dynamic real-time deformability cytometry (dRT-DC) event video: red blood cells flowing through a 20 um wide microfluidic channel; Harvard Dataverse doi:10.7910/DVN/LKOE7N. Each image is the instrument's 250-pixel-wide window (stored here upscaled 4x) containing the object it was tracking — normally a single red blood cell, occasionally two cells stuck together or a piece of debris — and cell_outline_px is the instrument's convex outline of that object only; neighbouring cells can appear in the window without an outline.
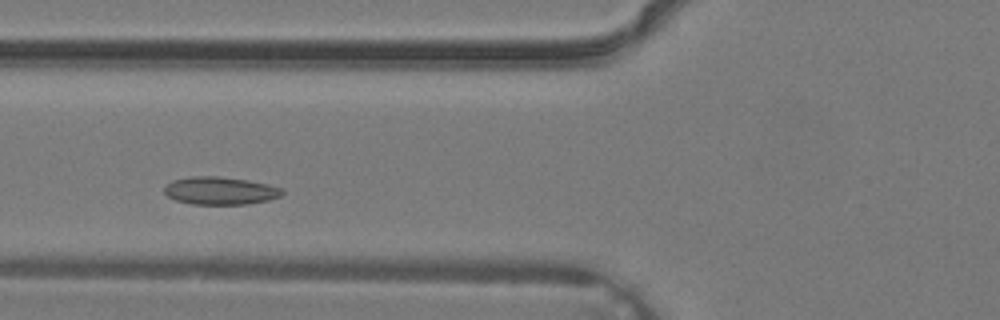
{"species": "common noctule bat (a hibernating species)", "species_latin": "Nyctalus noctula", "temperature_condition": "warm", "stored_images_in_passage": 29, "camera_frame_rate_fps": 3000, "um_per_image_px": 0.085, "animal": {"sex": "male", "body_mass_g": 19.2, "forearm_length_mm": 51.8}, "frame": {"image": 1, "passage_image": 6, "time_ms": 1.667, "image_size_px": [1000, 320], "cell_outline_px": [[284, 192], [280, 196], [268, 200], [248, 204], [192, 204], [176, 200], [168, 196], [164, 192], [164, 184], [172, 180], [192, 176], [220, 176], [248, 180], [268, 184], [280, 188]], "centroid_in_image_um": [18.68, 16.2], "position_along_channel_um": 107.1, "area_um2": 19.13}}
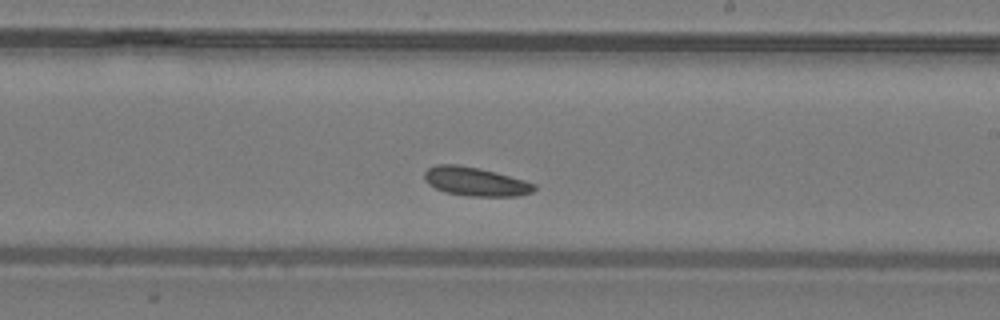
{"frame": {"image": 2, "passage_image": 14, "time_ms": 4.333, "image_size_px": [1000, 320], "cell_outline_px": [[536, 188], [532, 192], [520, 196], [468, 196], [444, 192], [428, 184], [424, 180], [424, 172], [428, 168], [436, 164], [456, 164], [480, 168], [524, 180], [536, 184]], "centroid_in_image_um": [40.39, 15.43], "position_along_channel_um": 248.6, "area_um2": 18.5}}
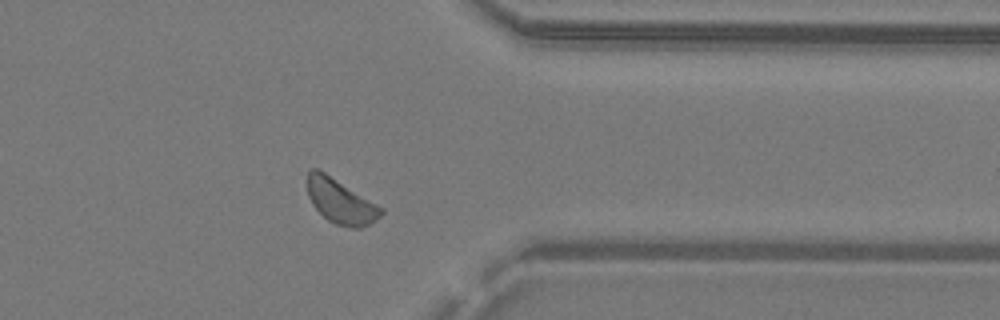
{"frame": {"image": 3, "passage_image": 22, "time_ms": 7.0, "image_size_px": [1000, 320], "cell_outline_px": [[384, 212], [380, 216], [368, 224], [360, 228], [352, 228], [336, 224], [328, 220], [312, 204], [308, 196], [308, 172], [312, 168], [316, 168], [324, 172], [384, 208]], "centroid_in_image_um": [28.96, 17.12], "position_along_channel_um": 382.4, "area_um2": 18.79}}